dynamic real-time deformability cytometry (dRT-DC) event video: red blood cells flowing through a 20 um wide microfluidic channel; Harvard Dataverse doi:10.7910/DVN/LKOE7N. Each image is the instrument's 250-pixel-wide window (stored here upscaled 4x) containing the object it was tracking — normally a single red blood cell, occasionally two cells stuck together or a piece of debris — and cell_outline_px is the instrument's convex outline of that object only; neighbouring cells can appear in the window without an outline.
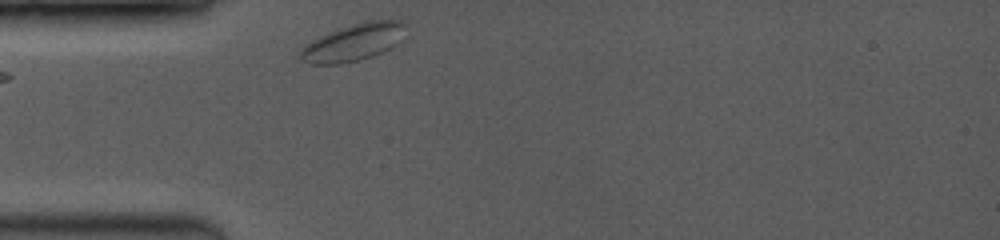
{"species": "common noctule bat (a hibernating species)", "species_latin": "Nyctalus noctula", "temperature_condition": "room temperature", "stored_images_in_passage": 10, "camera_frame_rate_fps": 3500, "um_per_image_px": 0.085, "animal": {"sex": "female", "body_mass_g": 19.0, "forearm_length_mm": 53.3}, "frame": {"image": 1, "passage_image": 1, "time_ms": 0.0, "image_size_px": [1000, 240], "cell_outline_px": [[408, 24], [400, 40], [392, 48], [372, 56], [340, 64], [312, 64], [300, 60], [296, 52], [304, 44], [320, 36], [368, 20], [400, 20]], "centroid_in_image_um": [30.02, 3.61], "position_along_channel_um": 55.0, "area_um2": 22.72}}
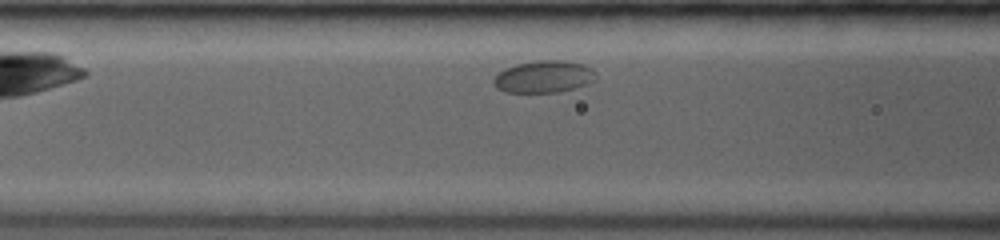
{"frame": {"image": 2, "passage_image": 6, "time_ms": 2.0, "image_size_px": [1000, 240], "cell_outline_px": [[596, 80], [588, 84], [556, 92], [504, 92], [496, 88], [492, 84], [492, 80], [504, 68], [516, 64], [536, 60], [564, 60], [584, 64], [592, 68]], "centroid_in_image_um": [46.2, 6.51], "position_along_channel_um": 120.4, "area_um2": 19.19}}
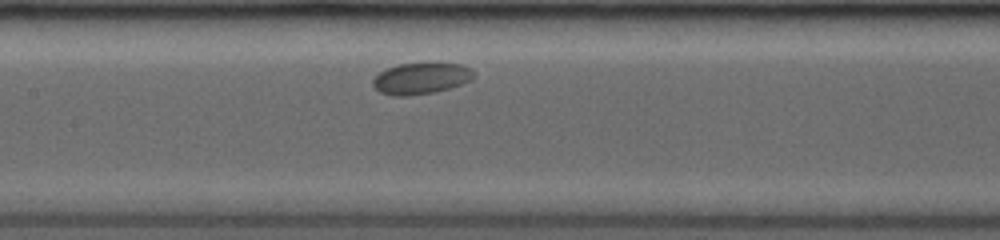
{"frame": {"image": 3, "passage_image": 9, "time_ms": 3.429, "image_size_px": [1000, 240], "cell_outline_px": [[476, 76], [472, 80], [448, 88], [432, 92], [408, 96], [396, 96], [380, 92], [372, 84], [372, 80], [380, 72], [388, 68], [400, 64], [436, 60], [460, 64], [472, 68]], "centroid_in_image_um": [35.85, 6.61], "position_along_channel_um": 171.6, "area_um2": 18.96}}